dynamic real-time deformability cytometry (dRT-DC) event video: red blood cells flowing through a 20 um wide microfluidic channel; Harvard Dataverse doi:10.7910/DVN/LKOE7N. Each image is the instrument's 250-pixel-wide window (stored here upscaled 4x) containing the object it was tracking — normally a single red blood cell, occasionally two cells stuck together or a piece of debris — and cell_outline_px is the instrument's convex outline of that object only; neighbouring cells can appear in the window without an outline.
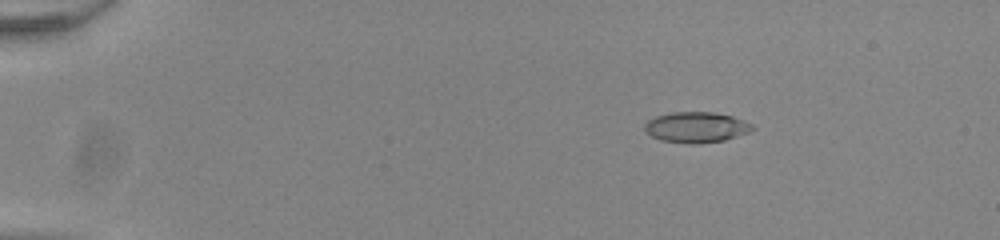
{"species": "common noctule bat (a hibernating species)", "species_latin": "Nyctalus noctula", "temperature_condition": "room temperature", "stored_images_in_passage": 49, "camera_frame_rate_fps": 3000, "um_per_image_px": 0.085, "animal": {"sex": "male", "body_mass_g": 20.0, "forearm_length_mm": 53.3}, "frame": {"image": 1, "passage_image": 4, "time_ms": 1.0, "image_size_px": [1000, 240], "cell_outline_px": [[756, 128], [748, 132], [724, 140], [700, 144], [692, 144], [660, 140], [652, 136], [644, 128], [644, 124], [648, 120], [656, 116], [672, 112], [712, 112], [732, 116], [752, 124]], "centroid_in_image_um": [59.17, 10.82], "position_along_channel_um": 25.8, "area_um2": 19.13}}
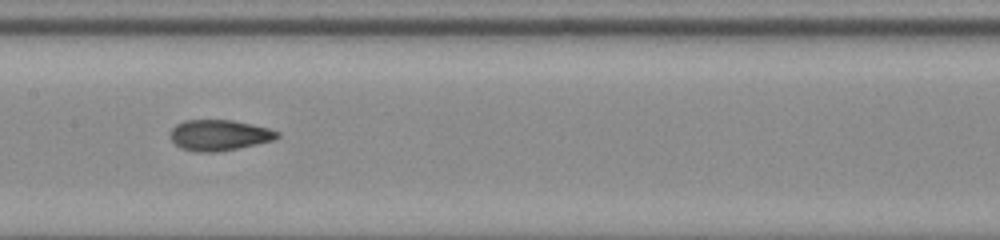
{"frame": {"image": 2, "passage_image": 24, "time_ms": 7.667, "image_size_px": [1000, 240], "cell_outline_px": [[280, 136], [272, 140], [256, 144], [236, 148], [212, 152], [196, 152], [180, 148], [172, 140], [172, 128], [176, 124], [184, 120], [232, 120], [252, 124], [268, 128], [280, 132]], "centroid_in_image_um": [18.63, 11.48], "position_along_channel_um": 188.8, "area_um2": 18.96}}
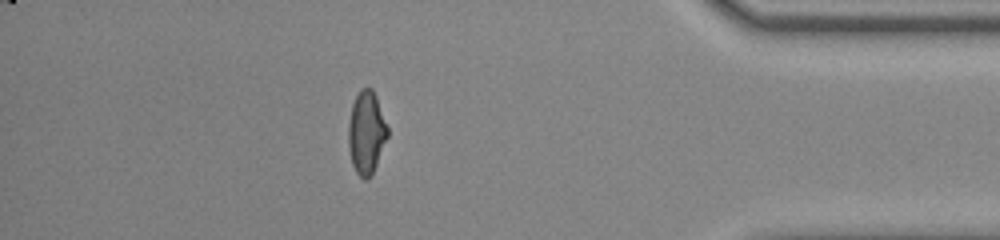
{"frame": {"image": 3, "passage_image": 43, "time_ms": 14.0, "image_size_px": [1000, 240], "cell_outline_px": [[388, 136], [376, 164], [372, 172], [364, 180], [356, 172], [352, 164], [348, 144], [348, 124], [352, 104], [360, 88], [372, 88], [376, 96], [388, 128]], "centroid_in_image_um": [31.13, 11.23], "position_along_channel_um": 404.1, "area_um2": 18.67}, "authors_computed_cell_mechanics": {"area_um2": 19.0162, "velocity_mm_per_s": 3.9115, "shape_relaxation_time_tau1_ms": 5.5647, "shape_relaxation_time_tau2_ms": 1.4535, "deformation_change_tau1": 0.1761, "deformation_change_tau2": 0.0757}}